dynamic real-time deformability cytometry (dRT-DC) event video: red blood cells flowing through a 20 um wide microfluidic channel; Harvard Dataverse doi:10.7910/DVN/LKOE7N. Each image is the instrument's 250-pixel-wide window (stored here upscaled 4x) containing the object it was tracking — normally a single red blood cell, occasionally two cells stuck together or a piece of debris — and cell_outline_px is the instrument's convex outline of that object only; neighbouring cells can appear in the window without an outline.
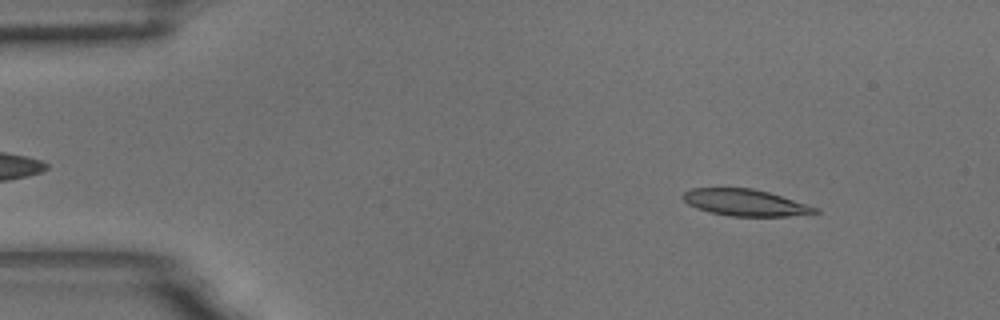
{"species": "common noctule bat (a hibernating species)", "species_latin": "Nyctalus noctula", "temperature_condition": "room temperature", "stored_images_in_passage": 56, "camera_frame_rate_fps": 3000, "um_per_image_px": 0.085, "animal": {"sex": "male", "body_mass_g": 18.8}, "frame": {"image": 1, "passage_image": 6, "time_ms": 1.667, "image_size_px": [1000, 320], "cell_outline_px": [[820, 212], [788, 216], [732, 216], [712, 212], [696, 208], [688, 204], [680, 196], [684, 192], [692, 188], [752, 188], [768, 192], [808, 204], [820, 208]], "centroid_in_image_um": [63.35, 17.21], "position_along_channel_um": 21.7, "area_um2": 20.4}}
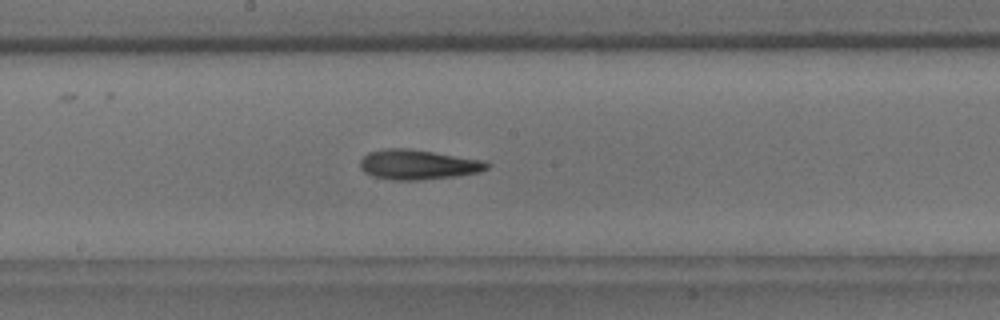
{"frame": {"image": 2, "passage_image": 29, "time_ms": 9.333, "image_size_px": [1000, 320], "cell_outline_px": [[492, 164], [488, 168], [480, 172], [456, 176], [420, 180], [392, 180], [372, 176], [364, 172], [360, 168], [360, 160], [368, 152], [384, 148], [408, 148], [484, 160]], "centroid_in_image_um": [35.53, 13.99], "position_along_channel_um": 212.7, "area_um2": 22.25}}
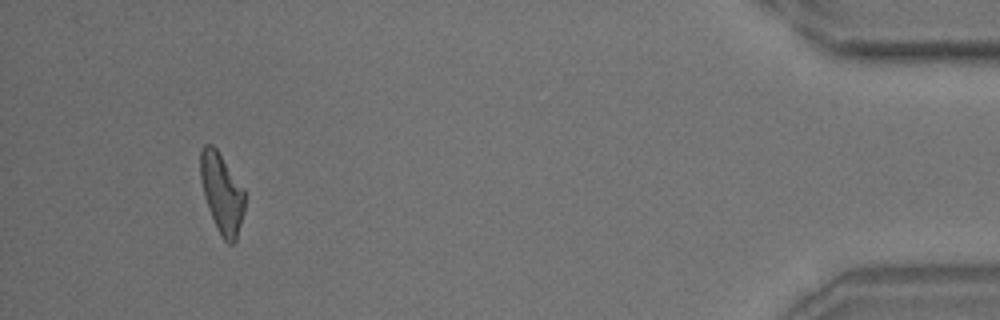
{"frame": {"image": 3, "passage_image": 52, "time_ms": 17.0, "image_size_px": [1000, 320], "cell_outline_px": [[244, 212], [236, 240], [232, 244], [228, 244], [224, 240], [216, 228], [208, 208], [204, 196], [200, 180], [200, 152], [204, 144], [212, 144], [216, 148], [244, 188]], "centroid_in_image_um": [18.84, 16.42], "position_along_channel_um": 416.4, "area_um2": 20.69}, "authors_computed_cell_mechanics": {"area_um2": 21.1548, "velocity_mm_per_s": 3.5529, "shape_relaxation_time_tau1_ms": null, "shape_relaxation_time_tau2_ms": 6.0498, "deformation_change_tau1": null, "deformation_change_tau2": 0.1798}}